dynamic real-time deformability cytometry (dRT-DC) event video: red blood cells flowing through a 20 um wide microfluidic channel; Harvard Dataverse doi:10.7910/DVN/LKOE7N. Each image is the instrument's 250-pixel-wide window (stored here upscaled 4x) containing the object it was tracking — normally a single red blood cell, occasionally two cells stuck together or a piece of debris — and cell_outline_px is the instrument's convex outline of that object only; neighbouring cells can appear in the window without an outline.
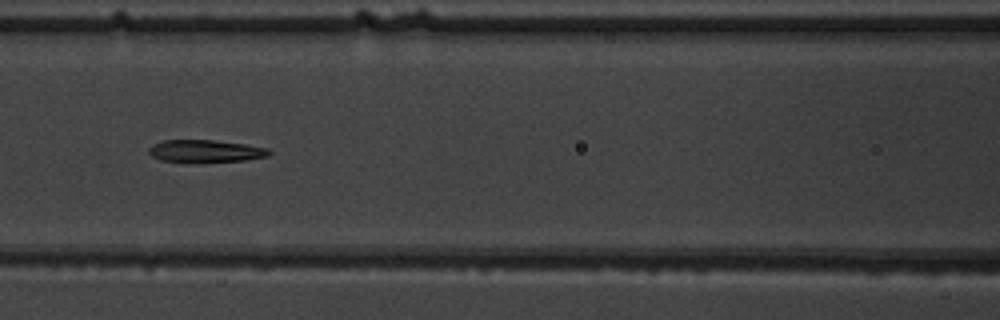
{"species": "common noctule bat (a hibernating species)", "species_latin": "Nyctalus noctula", "temperature_condition": "warm", "stored_images_in_passage": 9, "camera_frame_rate_fps": 3000, "um_per_image_px": 0.085, "animal": {"sex": "male", "body_mass_g": 19.5, "forearm_length_mm": 54.6}, "frame": {"image": 1, "passage_image": 7, "time_ms": 7.667, "image_size_px": [1000, 320], "cell_outline_px": [[272, 152], [268, 156], [244, 160], [188, 164], [160, 160], [152, 156], [148, 152], [148, 148], [152, 144], [164, 140], [212, 140], [244, 144], [268, 148]], "centroid_in_image_um": [17.41, 12.87], "position_along_channel_um": 149.2, "area_um2": 16.18}}
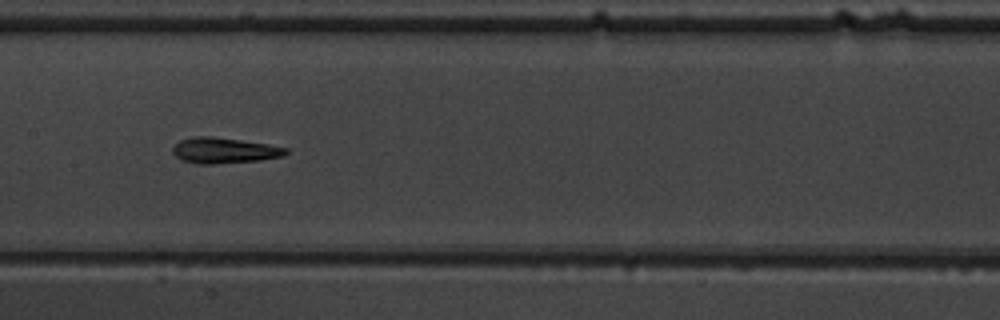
{"frame": {"image": 2, "passage_image": 8, "time_ms": 8.667, "image_size_px": [1000, 320], "cell_outline_px": [[288, 152], [284, 156], [260, 160], [216, 164], [200, 164], [180, 160], [172, 152], [172, 148], [180, 140], [192, 136], [212, 136], [268, 144], [288, 148]], "centroid_in_image_um": [19.04, 12.79], "position_along_channel_um": 188.4, "area_um2": 17.05}}
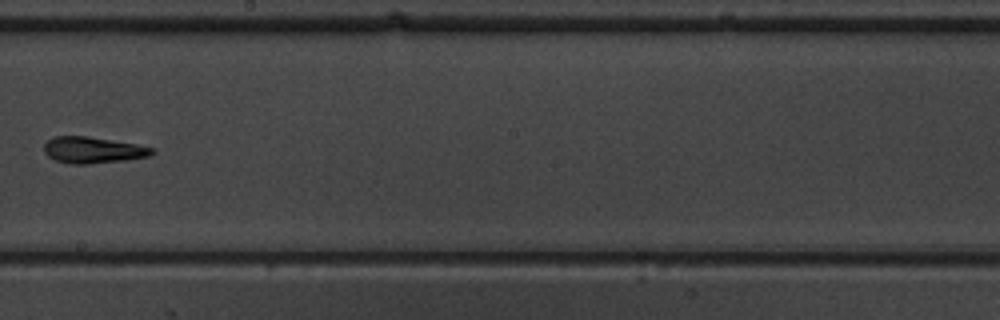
{"frame": {"image": 3, "passage_image": 9, "time_ms": 10.0, "image_size_px": [1000, 320], "cell_outline_px": [[156, 152], [148, 156], [128, 160], [88, 164], [72, 164], [56, 160], [48, 156], [44, 152], [44, 144], [52, 136], [88, 136], [136, 144], [156, 148]], "centroid_in_image_um": [7.92, 12.75], "position_along_channel_um": 240.3, "area_um2": 16.7}}